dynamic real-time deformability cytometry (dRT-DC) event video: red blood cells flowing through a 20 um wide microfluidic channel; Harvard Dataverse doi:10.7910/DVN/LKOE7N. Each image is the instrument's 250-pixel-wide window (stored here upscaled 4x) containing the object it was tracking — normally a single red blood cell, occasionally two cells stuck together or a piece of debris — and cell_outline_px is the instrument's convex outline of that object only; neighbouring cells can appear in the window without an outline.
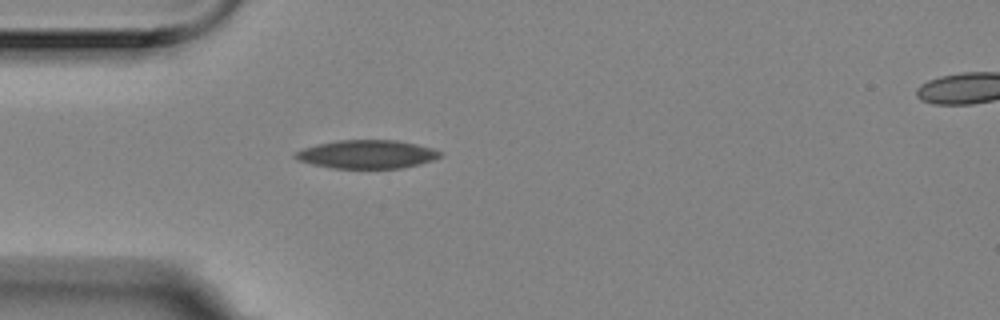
{"species": "Egyptian fruit bat (a non-hibernating species)", "species_latin": "Rousettus aegyptiacus", "temperature_condition": "room temperature", "stored_images_in_passage": 4, "segment_of_instrument_passage": [1, 2], "camera_frame_rate_fps": 3000, "um_per_image_px": 0.085, "animal": {"sex": "female"}, "frame": {"image": 1, "passage_image": 3, "time_ms": 0.667, "image_size_px": [1000, 320], "cell_outline_px": [[444, 152], [440, 156], [432, 160], [420, 164], [400, 168], [332, 168], [312, 164], [296, 160], [292, 156], [296, 152], [304, 148], [316, 144], [336, 140], [396, 140], [416, 144], [432, 148]], "centroid_in_image_um": [31.17, 13.11], "position_along_channel_um": 53.8, "area_um2": 24.04}}